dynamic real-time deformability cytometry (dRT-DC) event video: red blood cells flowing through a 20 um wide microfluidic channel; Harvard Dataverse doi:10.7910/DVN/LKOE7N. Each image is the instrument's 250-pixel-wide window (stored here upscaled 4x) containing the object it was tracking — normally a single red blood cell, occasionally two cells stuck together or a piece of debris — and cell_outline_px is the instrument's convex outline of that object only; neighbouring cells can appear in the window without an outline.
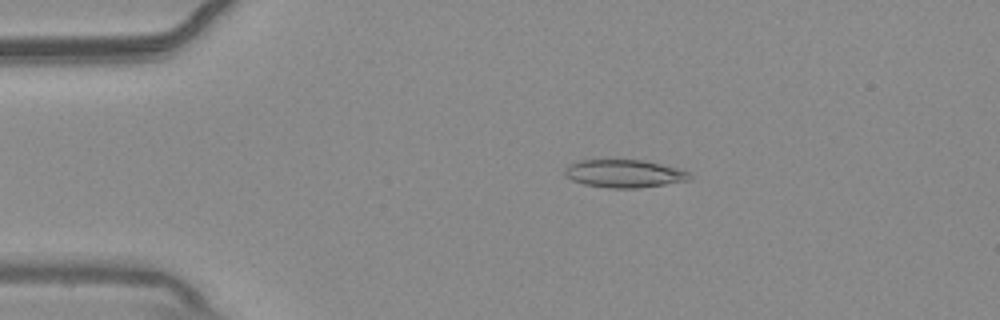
{"species": "common noctule bat (a hibernating species)", "species_latin": "Nyctalus noctula", "temperature_condition": "warm", "stored_images_in_passage": 51, "camera_frame_rate_fps": 3000, "um_per_image_px": 0.085, "animal": {"sex": "male", "body_mass_g": 20.4}, "frame": {"image": 1, "passage_image": 8, "time_ms": 2.333, "image_size_px": [1000, 320], "cell_outline_px": [[692, 180], [636, 188], [608, 188], [584, 184], [572, 180], [564, 172], [564, 168], [568, 164], [580, 160], [644, 160], [676, 168], [688, 172], [692, 176]], "centroid_in_image_um": [53.05, 14.75], "position_along_channel_um": 32.0, "area_um2": 20.17}}
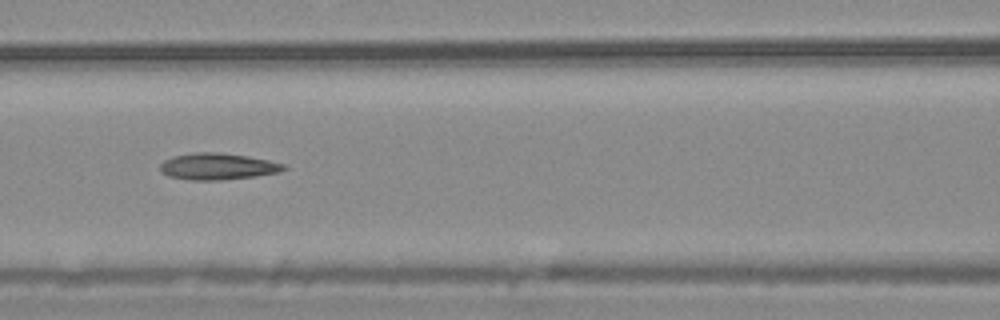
{"frame": {"image": 2, "passage_image": 21, "time_ms": 6.667, "image_size_px": [1000, 320], "cell_outline_px": [[288, 168], [280, 172], [256, 176], [220, 180], [192, 180], [168, 176], [160, 172], [160, 164], [164, 160], [172, 156], [196, 152], [220, 152], [248, 156], [288, 164]], "centroid_in_image_um": [18.52, 14.14], "position_along_channel_um": 148.1, "area_um2": 19.36}}
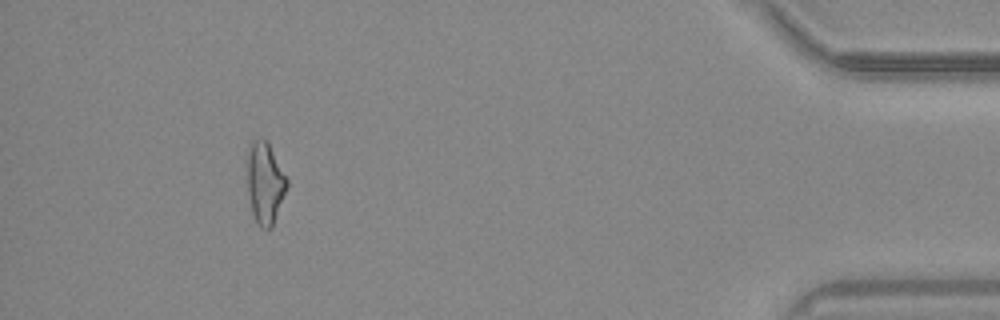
{"frame": {"image": 3, "passage_image": 47, "time_ms": 15.333, "image_size_px": [1000, 320], "cell_outline_px": [[288, 184], [272, 228], [260, 228], [252, 212], [248, 192], [244, 148], [252, 140], [260, 136], [268, 140], [288, 180]], "centroid_in_image_um": [22.47, 15.42], "position_along_channel_um": 412.7, "area_um2": 19.65}, "authors_computed_cell_mechanics": {"area_um2": 18.9006, "velocity_mm_per_s": 3.7583, "shape_relaxation_time_tau1_ms": 10.7709, "shape_relaxation_time_tau2_ms": 5.0383, "deformation_change_tau1": 0.2141, "deformation_change_tau2": 0.1684}}